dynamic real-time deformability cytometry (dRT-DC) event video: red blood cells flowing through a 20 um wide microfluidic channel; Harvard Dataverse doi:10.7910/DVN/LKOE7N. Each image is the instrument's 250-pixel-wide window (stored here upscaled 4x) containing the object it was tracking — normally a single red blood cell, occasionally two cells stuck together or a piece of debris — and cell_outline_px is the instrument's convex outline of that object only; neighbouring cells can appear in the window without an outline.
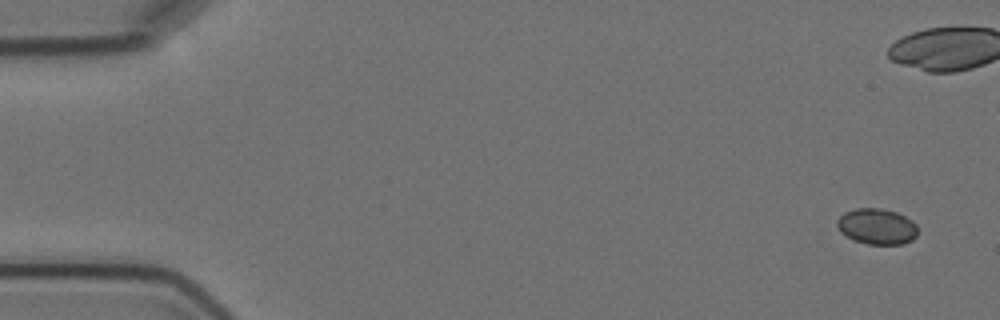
{"species": "Egyptian fruit bat (a non-hibernating species)", "species_latin": "Rousettus aegyptiacus", "temperature_condition": "cold", "stored_images_in_passage": 4, "camera_frame_rate_fps": 3000, "um_per_image_px": 0.085, "animal": {"sex": "female"}, "frame": {"image": 1, "passage_image": 1, "time_ms": 0.0, "image_size_px": [1000, 320], "cell_outline_px": [[916, 236], [912, 240], [904, 244], [868, 244], [852, 240], [840, 232], [836, 224], [836, 220], [844, 212], [856, 208], [880, 208], [896, 212], [912, 220], [916, 224]], "centroid_in_image_um": [74.5, 19.25], "position_along_channel_um": 10.5, "area_um2": 16.94}}